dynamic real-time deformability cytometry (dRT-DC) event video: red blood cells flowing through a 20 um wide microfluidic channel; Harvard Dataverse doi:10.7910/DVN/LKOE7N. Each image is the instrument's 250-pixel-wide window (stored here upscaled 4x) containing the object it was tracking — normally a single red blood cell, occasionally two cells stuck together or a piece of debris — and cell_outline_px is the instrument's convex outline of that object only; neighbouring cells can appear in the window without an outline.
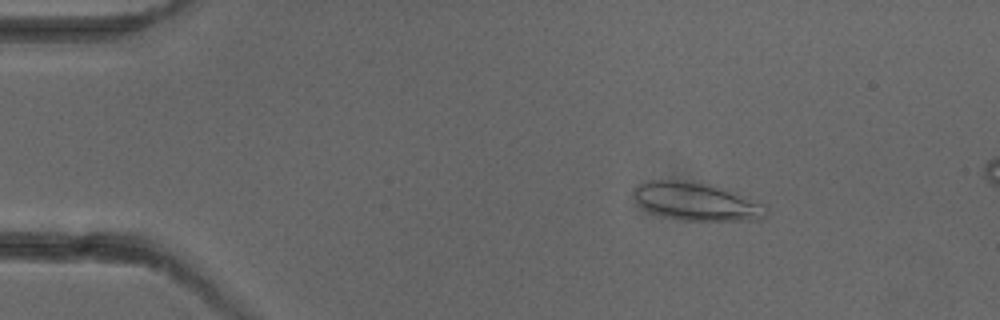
{"species": "common noctule bat (a hibernating species)", "species_latin": "Nyctalus noctula", "temperature_condition": "cold", "stored_images_in_passage": 6, "camera_frame_rate_fps": 3000, "um_per_image_px": 0.085, "animal": {"sex": "female"}, "frame": {"image": 1, "passage_image": 3, "time_ms": 2.333, "image_size_px": [1000, 320], "cell_outline_px": [[768, 212], [760, 220], [684, 220], [664, 216], [652, 212], [636, 204], [632, 196], [632, 188], [644, 180], [676, 180], [704, 184], [768, 204]], "centroid_in_image_um": [59.13, 17.14], "position_along_channel_um": 25.9, "area_um2": 29.07}}